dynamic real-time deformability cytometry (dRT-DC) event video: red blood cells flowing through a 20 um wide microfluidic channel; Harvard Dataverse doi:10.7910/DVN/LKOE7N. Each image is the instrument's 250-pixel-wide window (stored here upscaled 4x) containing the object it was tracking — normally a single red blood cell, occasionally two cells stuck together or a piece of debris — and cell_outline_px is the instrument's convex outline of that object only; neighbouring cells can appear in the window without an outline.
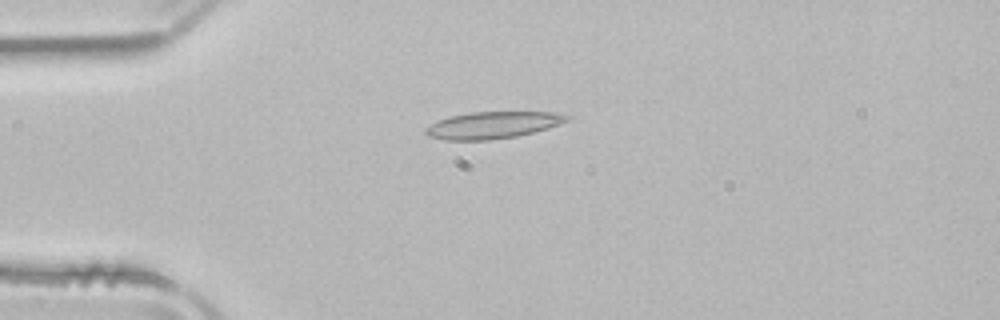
{"species": "common noctule bat (a hibernating species)", "species_latin": "Nyctalus noctula", "temperature_condition": "room temperature", "stored_images_in_passage": 34, "camera_frame_rate_fps": 3000, "um_per_image_px": 0.085, "animal": {"sex": "male", "body_mass_g": 21.5, "forearm_length_mm": 52.0}, "frame": {"image": 1, "passage_image": 2, "time_ms": 0.333, "image_size_px": [1000, 320], "cell_outline_px": [[572, 116], [568, 120], [560, 124], [548, 128], [516, 136], [488, 140], [444, 140], [428, 136], [424, 132], [424, 128], [448, 116], [468, 112], [560, 112]], "centroid_in_image_um": [41.89, 10.62], "position_along_channel_um": 43.1, "area_um2": 22.2}}
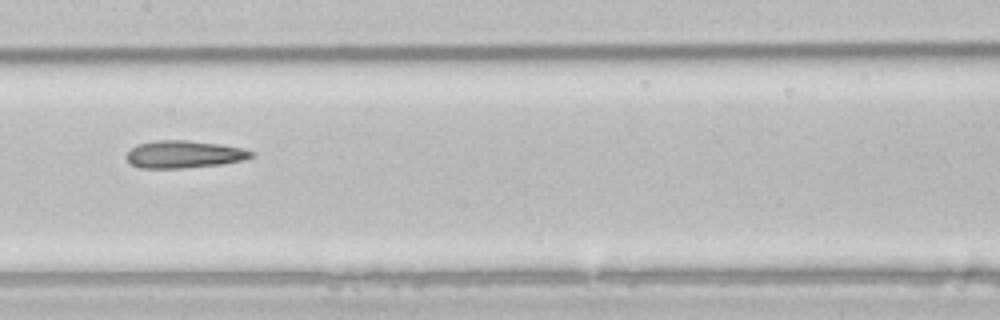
{"frame": {"image": 2, "passage_image": 15, "time_ms": 4.667, "image_size_px": [1000, 320], "cell_outline_px": [[256, 156], [240, 160], [220, 164], [180, 168], [140, 168], [132, 164], [124, 156], [136, 144], [156, 140], [188, 140], [220, 144], [244, 148], [256, 152]], "centroid_in_image_um": [15.65, 13.1], "position_along_channel_um": 191.7, "area_um2": 20.0}}
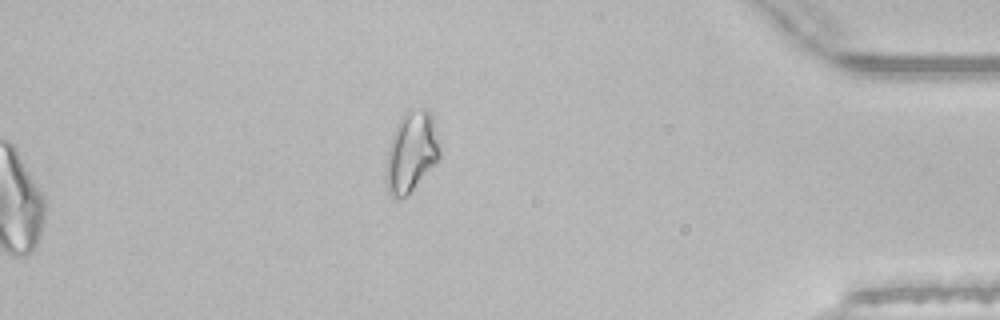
{"frame": {"image": 3, "passage_image": 34, "time_ms": 11.0, "image_size_px": [1000, 320], "cell_outline_px": [[440, 156], [436, 164], [412, 192], [408, 196], [396, 200], [388, 192], [388, 148], [396, 124], [400, 116], [404, 112], [424, 108], [432, 112], [440, 152]], "centroid_in_image_um": [35.0, 12.92], "position_along_channel_um": 400.2, "area_um2": 25.09}, "authors_computed_cell_mechanics": {"area_um2": 20.0566, "velocity_mm_per_s": 3.9287, "shape_relaxation_time_tau1_ms": null, "shape_relaxation_time_tau2_ms": 6.4836, "deformation_change_tau1": null, "deformation_change_tau2": 0.1785}}